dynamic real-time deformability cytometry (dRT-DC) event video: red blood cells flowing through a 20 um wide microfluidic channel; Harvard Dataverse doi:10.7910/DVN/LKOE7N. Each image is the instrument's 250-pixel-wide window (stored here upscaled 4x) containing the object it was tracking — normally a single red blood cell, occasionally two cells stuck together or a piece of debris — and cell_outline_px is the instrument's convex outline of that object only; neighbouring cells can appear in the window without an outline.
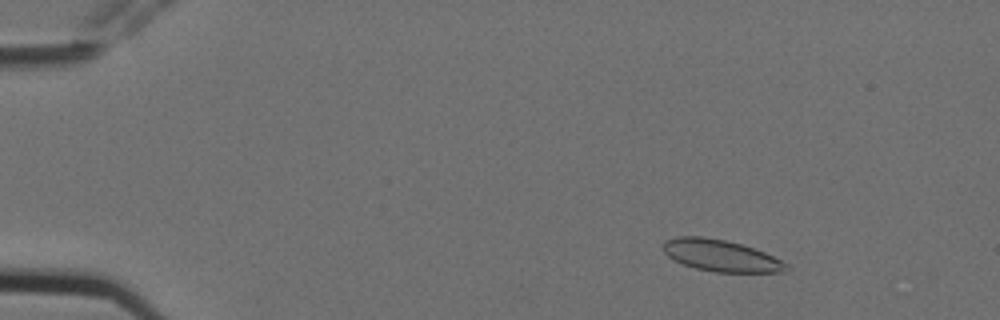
{"species": "Egyptian fruit bat (a non-hibernating species)", "species_latin": "Rousettus aegyptiacus", "temperature_condition": "cold", "stored_images_in_passage": 6, "camera_frame_rate_fps": 3000, "um_per_image_px": 0.085, "animal": {"sex": "female"}, "frame": {"image": 1, "passage_image": 3, "time_ms": 0.667, "image_size_px": [1000, 320], "cell_outline_px": [[792, 268], [784, 272], [716, 272], [696, 268], [684, 264], [668, 256], [664, 252], [664, 240], [676, 236], [704, 236], [724, 240], [740, 244], [764, 252], [788, 264]], "centroid_in_image_um": [61.29, 21.72], "position_along_channel_um": 23.7, "area_um2": 22.54}}
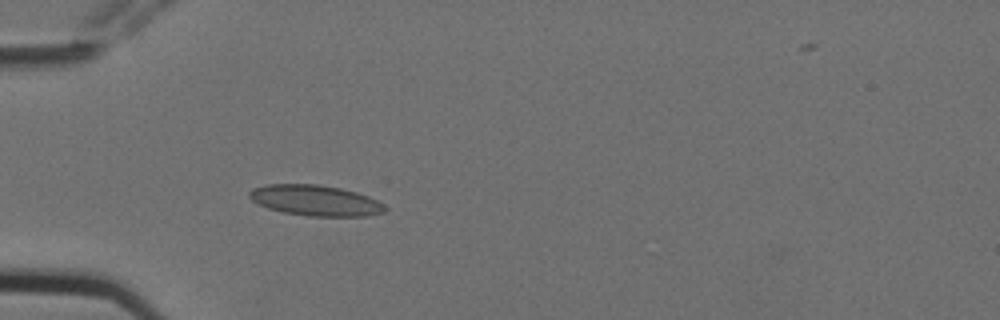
{"frame": {"image": 2, "passage_image": 5, "time_ms": 1.333, "image_size_px": [1000, 320], "cell_outline_px": [[388, 208], [384, 212], [368, 216], [308, 216], [284, 212], [268, 208], [252, 200], [248, 196], [248, 192], [252, 188], [268, 184], [316, 184], [340, 188], [356, 192], [368, 196], [384, 204]], "centroid_in_image_um": [26.82, 17.03], "position_along_channel_um": 58.2, "area_um2": 24.22}}